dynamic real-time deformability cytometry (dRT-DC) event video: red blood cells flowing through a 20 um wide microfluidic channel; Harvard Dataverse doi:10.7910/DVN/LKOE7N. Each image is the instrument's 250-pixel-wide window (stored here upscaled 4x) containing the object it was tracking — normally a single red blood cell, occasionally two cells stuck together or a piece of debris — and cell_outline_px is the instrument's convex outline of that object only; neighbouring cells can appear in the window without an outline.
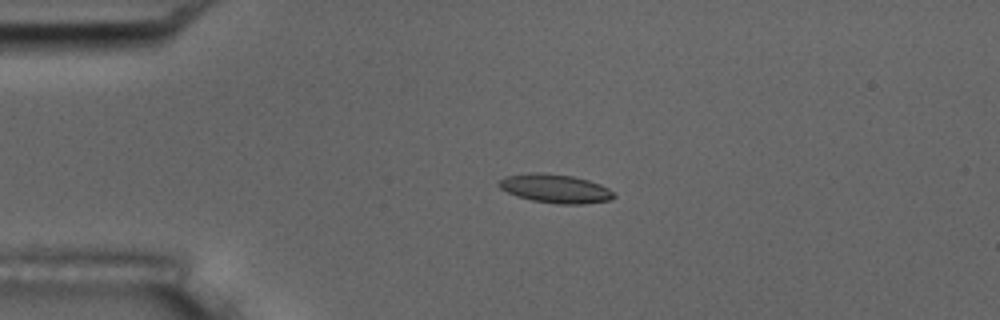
{"species": "common noctule bat (a hibernating species)", "species_latin": "Nyctalus noctula", "temperature_condition": "room temperature", "stored_images_in_passage": 54, "camera_frame_rate_fps": 3000, "um_per_image_px": 0.085, "animal": {"sex": "male", "body_mass_g": 17.5, "forearm_length_mm": 52.3}, "frame": {"image": 1, "passage_image": 12, "time_ms": 3.667, "image_size_px": [1000, 320], "cell_outline_px": [[616, 196], [612, 200], [584, 204], [560, 204], [532, 200], [516, 196], [500, 188], [496, 184], [504, 176], [528, 172], [540, 172], [572, 176], [588, 180], [600, 184], [608, 188]], "centroid_in_image_um": [47.18, 16.02], "position_along_channel_um": 37.8, "area_um2": 19.36}}
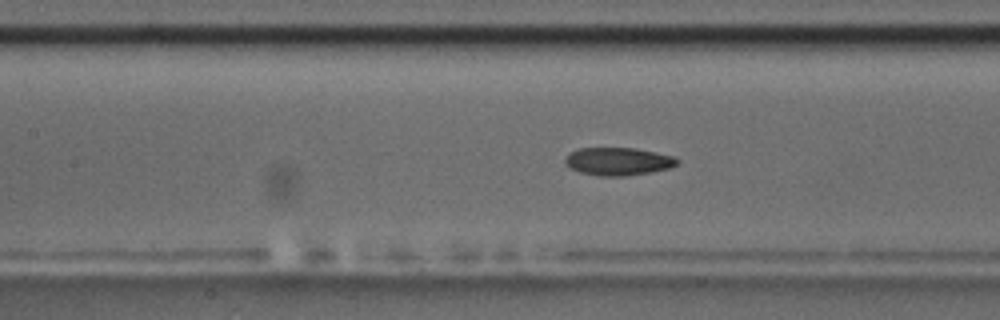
{"frame": {"image": 2, "passage_image": 24, "time_ms": 7.667, "image_size_px": [1000, 320], "cell_outline_px": [[680, 160], [676, 164], [668, 168], [652, 172], [624, 176], [596, 176], [580, 172], [564, 164], [564, 160], [572, 152], [580, 148], [632, 148], [656, 152], [676, 156]], "centroid_in_image_um": [52.57, 13.72], "position_along_channel_um": 154.8, "area_um2": 18.15}}
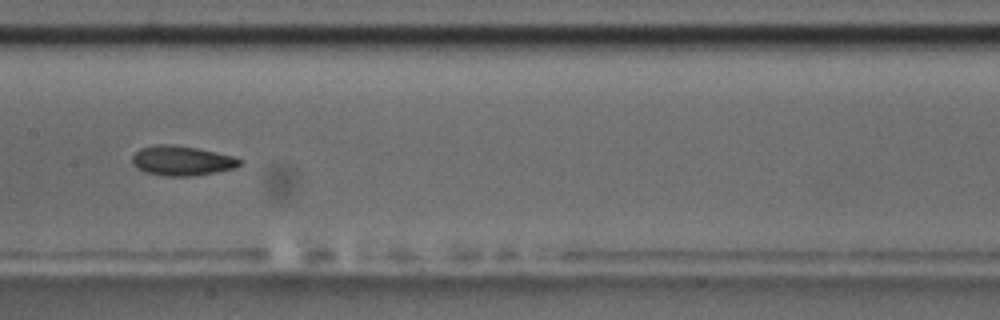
{"frame": {"image": 3, "passage_image": 27, "time_ms": 8.667, "image_size_px": [1000, 320], "cell_outline_px": [[240, 164], [236, 168], [216, 172], [192, 176], [160, 176], [136, 168], [132, 164], [132, 156], [140, 148], [156, 144], [172, 144], [196, 148], [216, 152], [232, 156], [240, 160]], "centroid_in_image_um": [15.42, 13.66], "position_along_channel_um": 192.0, "area_um2": 18.61}, "authors_computed_cell_mechanics": {"area_um2": 18.3226, "velocity_mm_per_s": 3.7439, "shape_relaxation_time_tau1_ms": 5.7233, "shape_relaxation_time_tau2_ms": 3.2531, "deformation_change_tau1": 0.1712, "deformation_change_tau2": 0.0791}}